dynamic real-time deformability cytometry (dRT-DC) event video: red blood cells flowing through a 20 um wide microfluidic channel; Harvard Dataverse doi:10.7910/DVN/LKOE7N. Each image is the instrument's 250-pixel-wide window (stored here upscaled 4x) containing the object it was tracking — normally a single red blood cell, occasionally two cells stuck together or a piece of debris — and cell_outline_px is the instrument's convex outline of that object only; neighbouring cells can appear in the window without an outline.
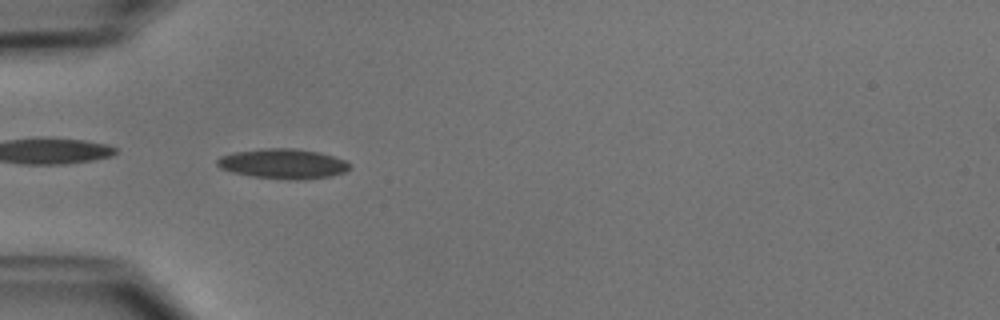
{"species": "common noctule bat (a hibernating species)", "species_latin": "Nyctalus noctula", "temperature_condition": "cold", "stored_images_in_passage": 36, "camera_frame_rate_fps": 3000, "um_per_image_px": 0.085, "animal": {"sex": "male", "body_mass_g": 15.6}, "frame": {"image": 1, "passage_image": 1, "time_ms": 0.0, "image_size_px": [1000, 320], "cell_outline_px": [[352, 168], [344, 172], [332, 176], [300, 180], [288, 180], [252, 176], [232, 172], [220, 168], [216, 164], [216, 160], [220, 156], [236, 152], [264, 148], [296, 148], [320, 152], [344, 160], [352, 164]], "centroid_in_image_um": [24.09, 13.92], "position_along_channel_um": 60.9, "area_um2": 23.29}, "authors_computed_cell_mechanics": {"area_um2": 20.9236, "velocity_mm_per_s": 3.9503, "shape_relaxation_time_tau1_ms": 4.8432, "shape_relaxation_time_tau2_ms": 5.532, "deformation_change_tau1": 0.1318, "deformation_change_tau2": 0.1247}}